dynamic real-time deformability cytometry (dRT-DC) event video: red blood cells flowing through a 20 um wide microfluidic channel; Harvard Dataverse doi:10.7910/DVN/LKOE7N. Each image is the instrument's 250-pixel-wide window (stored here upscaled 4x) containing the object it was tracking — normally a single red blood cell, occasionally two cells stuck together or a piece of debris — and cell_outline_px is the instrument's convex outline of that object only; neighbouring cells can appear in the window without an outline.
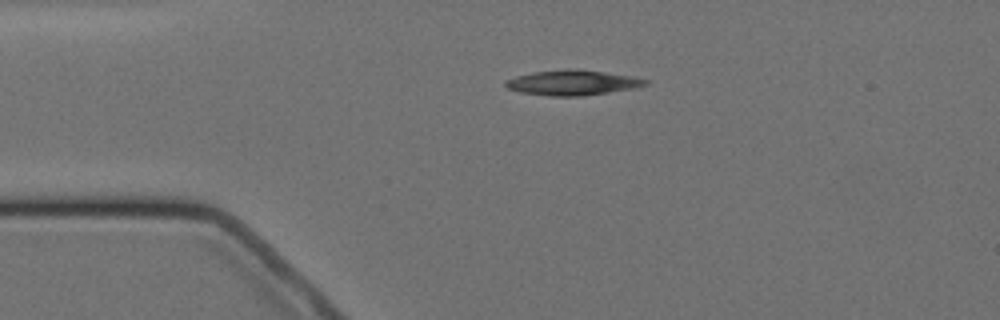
{"species": "Egyptian fruit bat (a non-hibernating species)", "species_latin": "Rousettus aegyptiacus", "temperature_condition": "cold", "stored_images_in_passage": 4, "camera_frame_rate_fps": 3000, "um_per_image_px": 0.085, "animal": {"sex": "female"}, "frame": {"image": 1, "passage_image": 3, "time_ms": 2.333, "image_size_px": [1000, 320], "cell_outline_px": [[648, 84], [632, 88], [608, 92], [580, 96], [552, 96], [520, 92], [508, 88], [504, 84], [504, 80], [516, 76], [532, 72], [568, 68], [576, 68], [632, 76], [648, 80]], "centroid_in_image_um": [48.62, 7.01], "position_along_channel_um": 36.4, "area_um2": 20.4}}